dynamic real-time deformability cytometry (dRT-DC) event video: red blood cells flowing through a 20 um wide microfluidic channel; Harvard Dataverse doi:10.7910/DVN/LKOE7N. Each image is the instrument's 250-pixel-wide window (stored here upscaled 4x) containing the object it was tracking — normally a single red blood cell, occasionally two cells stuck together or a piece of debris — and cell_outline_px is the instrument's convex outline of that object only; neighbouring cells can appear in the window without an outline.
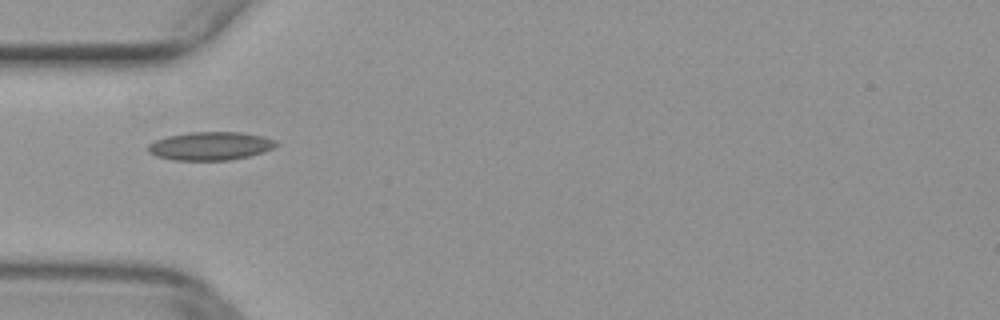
{"species": "common noctule bat (a hibernating species)", "species_latin": "Nyctalus noctula", "temperature_condition": "warm", "stored_images_in_passage": 36, "camera_frame_rate_fps": 3000, "um_per_image_px": 0.085, "animal": {"sex": "female", "body_mass_g": 29.2, "forearm_length_mm": 56.3}, "frame": {"image": 1, "passage_image": 1, "time_ms": 0.0, "image_size_px": [1000, 320], "cell_outline_px": [[280, 144], [264, 152], [248, 156], [228, 160], [172, 160], [156, 156], [148, 152], [148, 144], [156, 140], [168, 136], [192, 132], [240, 132], [264, 136], [276, 140]], "centroid_in_image_um": [17.9, 12.41], "position_along_channel_um": 67.1, "area_um2": 21.15}}
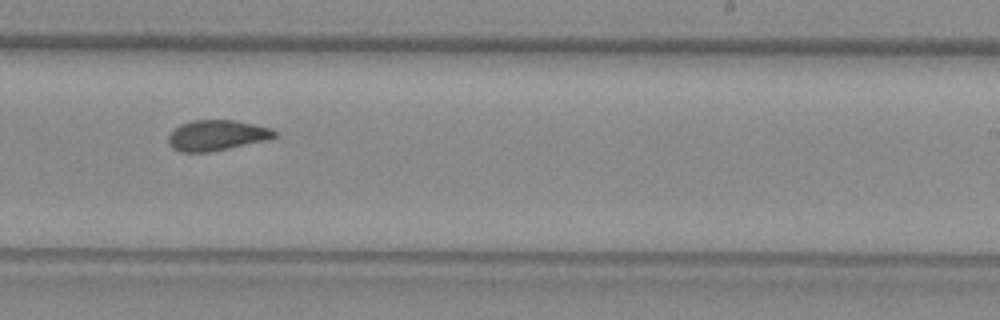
{"frame": {"image": 2, "passage_image": 16, "time_ms": 5.0, "image_size_px": [1000, 320], "cell_outline_px": [[276, 136], [268, 140], [208, 152], [180, 152], [172, 148], [168, 144], [168, 136], [180, 124], [192, 120], [232, 120], [272, 128], [276, 132]], "centroid_in_image_um": [18.41, 11.5], "position_along_channel_um": 270.6, "area_um2": 18.79}}
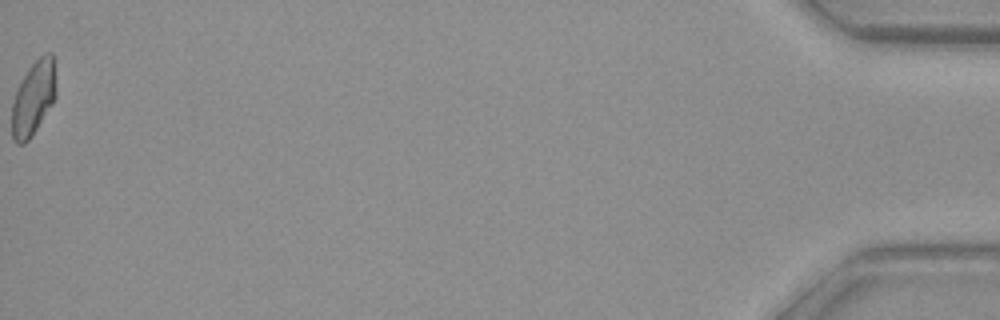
{"frame": {"image": 3, "passage_image": 36, "time_ms": 11.667, "image_size_px": [1000, 320], "cell_outline_px": [[56, 96], [52, 104], [32, 136], [24, 144], [16, 144], [12, 140], [12, 104], [16, 92], [28, 68], [44, 52], [52, 52], [56, 88]], "centroid_in_image_um": [2.84, 8.36], "position_along_channel_um": 432.4, "area_um2": 19.02}}